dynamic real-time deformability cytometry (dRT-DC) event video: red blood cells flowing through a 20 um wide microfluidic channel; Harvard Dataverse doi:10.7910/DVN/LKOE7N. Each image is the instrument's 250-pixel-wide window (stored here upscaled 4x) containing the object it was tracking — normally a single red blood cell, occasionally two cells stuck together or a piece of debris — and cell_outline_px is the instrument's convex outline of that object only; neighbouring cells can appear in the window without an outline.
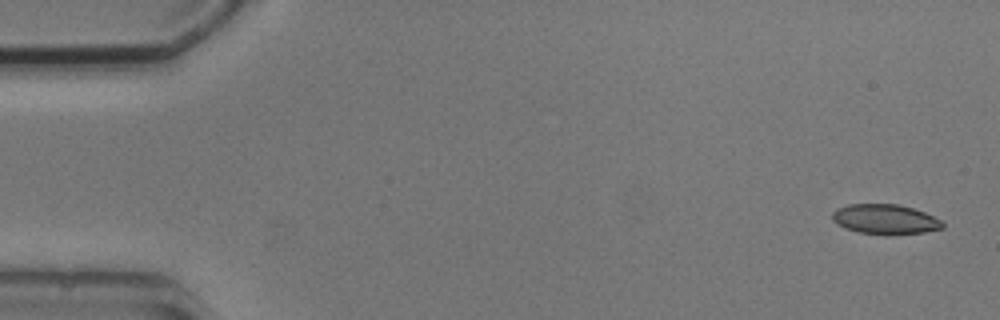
{"species": "common noctule bat (a hibernating species)", "species_latin": "Nyctalus noctula", "temperature_condition": "cold", "stored_images_in_passage": 5, "camera_frame_rate_fps": 3000, "um_per_image_px": 0.085, "animal": {"sex": "male", "body_mass_g": 20.5, "forearm_length_mm": 52.5}, "frame": {"image": 1, "passage_image": 1, "time_ms": 0.0, "image_size_px": [1000, 320], "cell_outline_px": [[944, 228], [924, 232], [860, 232], [844, 228], [836, 224], [832, 220], [832, 212], [836, 208], [848, 204], [900, 204], [924, 212], [940, 220], [944, 224]], "centroid_in_image_um": [75.18, 18.59], "position_along_channel_um": 9.8, "area_um2": 18.55}}
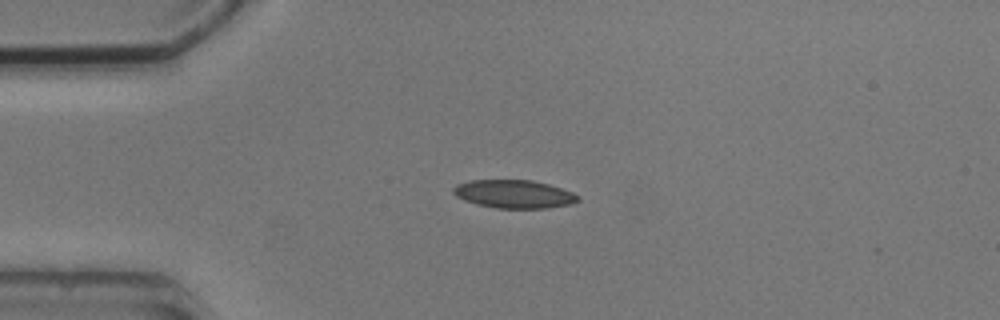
{"frame": {"image": 2, "passage_image": 4, "time_ms": 3.667, "image_size_px": [1000, 320], "cell_outline_px": [[580, 200], [572, 204], [548, 208], [496, 208], [476, 204], [464, 200], [456, 196], [452, 192], [452, 188], [456, 184], [472, 180], [532, 180], [548, 184], [572, 192], [580, 196]], "centroid_in_image_um": [43.69, 16.5], "position_along_channel_um": 41.3, "area_um2": 20.58}}